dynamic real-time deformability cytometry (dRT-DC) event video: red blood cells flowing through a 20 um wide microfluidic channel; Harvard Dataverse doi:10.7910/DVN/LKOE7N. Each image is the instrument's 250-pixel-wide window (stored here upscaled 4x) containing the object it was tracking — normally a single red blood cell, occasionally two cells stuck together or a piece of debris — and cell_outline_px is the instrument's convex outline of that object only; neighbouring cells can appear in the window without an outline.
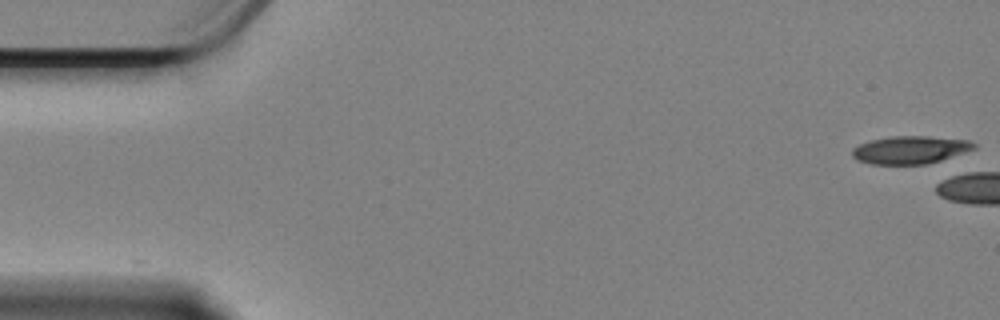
{"species": "Egyptian fruit bat (a non-hibernating species)", "species_latin": "Rousettus aegyptiacus", "temperature_condition": "cold", "stored_images_in_passage": 6, "camera_frame_rate_fps": 3000, "um_per_image_px": 0.085, "animal": {"sex": "female"}, "frame": {"image": 1, "passage_image": 1, "time_ms": 0.0, "image_size_px": [1000, 320], "cell_outline_px": [[976, 148], [928, 164], [872, 164], [856, 160], [852, 156], [852, 148], [860, 144], [872, 140], [888, 136], [928, 136], [968, 140], [976, 144]], "centroid_in_image_um": [77.34, 12.73], "position_along_channel_um": 7.7, "area_um2": 19.65}}